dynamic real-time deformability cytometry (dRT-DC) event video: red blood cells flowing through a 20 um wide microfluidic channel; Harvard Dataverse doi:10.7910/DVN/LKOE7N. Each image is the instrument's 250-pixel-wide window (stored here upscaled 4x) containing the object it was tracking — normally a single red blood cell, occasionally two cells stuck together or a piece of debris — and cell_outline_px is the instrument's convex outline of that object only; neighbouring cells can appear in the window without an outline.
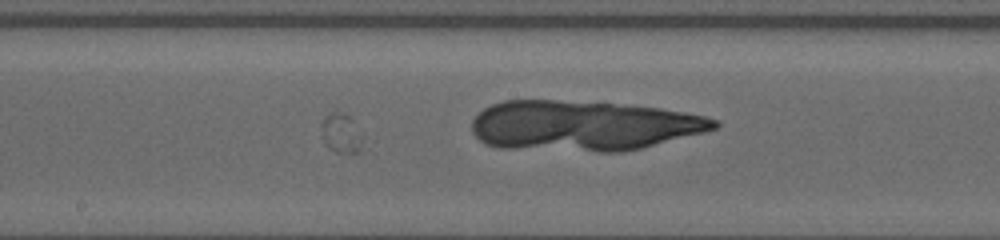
{"species": "human", "species_latin": "Homo sapiens", "temperature_condition": "warm", "stored_images_in_passage": 39, "segment_of_instrument_passage": [2, 2], "camera_frame_rate_fps": 3000, "um_per_image_px": 0.085, "donor": {"sex": "female"}, "frame": {"image": 1, "passage_image": 39, "time_ms": 12.667, "image_size_px": [1000, 240], "cell_outline_px": [[720, 124], [716, 128], [704, 132], [640, 148], [620, 152], [596, 152], [500, 148], [488, 144], [480, 140], [472, 132], [472, 120], [484, 108], [492, 104], [504, 100], [556, 100], [612, 104], [660, 108], [704, 116], [716, 120]], "centroid_in_image_um": [49.52, 10.7], "position_along_channel_um": 198.7, "area_um2": 70.63}}